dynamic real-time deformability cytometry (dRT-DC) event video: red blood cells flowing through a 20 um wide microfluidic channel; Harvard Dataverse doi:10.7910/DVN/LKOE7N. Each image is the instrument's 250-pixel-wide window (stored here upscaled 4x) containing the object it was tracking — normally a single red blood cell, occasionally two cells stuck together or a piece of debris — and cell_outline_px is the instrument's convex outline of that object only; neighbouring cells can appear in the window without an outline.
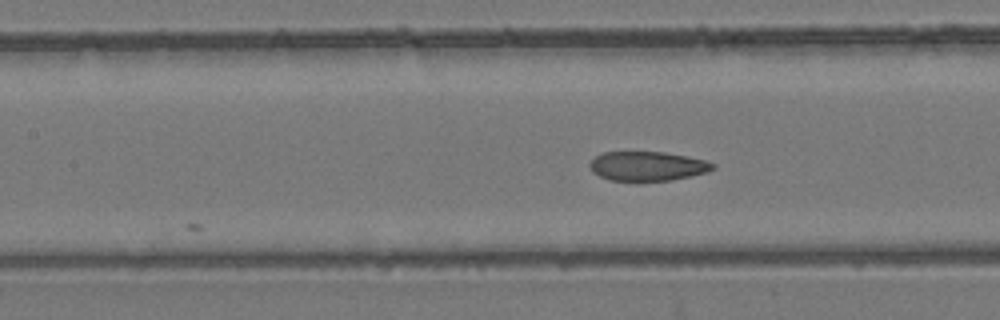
{"species": "common noctule bat (a hibernating species)", "species_latin": "Nyctalus noctula", "temperature_condition": "room temperature", "stored_images_in_passage": 25, "camera_frame_rate_fps": 3000, "um_per_image_px": 0.085, "animal": {"sex": "female", "body_mass_g": 24.6, "forearm_length_mm": 56.2}, "frame": {"image": 1, "passage_image": 25, "time_ms": 8.0, "image_size_px": [1000, 320], "cell_outline_px": [[716, 168], [708, 172], [672, 180], [608, 180], [592, 172], [588, 164], [596, 156], [604, 152], [664, 152], [688, 156], [704, 160], [716, 164]], "centroid_in_image_um": [55.05, 14.11], "position_along_channel_um": 152.3, "area_um2": 20.98}}